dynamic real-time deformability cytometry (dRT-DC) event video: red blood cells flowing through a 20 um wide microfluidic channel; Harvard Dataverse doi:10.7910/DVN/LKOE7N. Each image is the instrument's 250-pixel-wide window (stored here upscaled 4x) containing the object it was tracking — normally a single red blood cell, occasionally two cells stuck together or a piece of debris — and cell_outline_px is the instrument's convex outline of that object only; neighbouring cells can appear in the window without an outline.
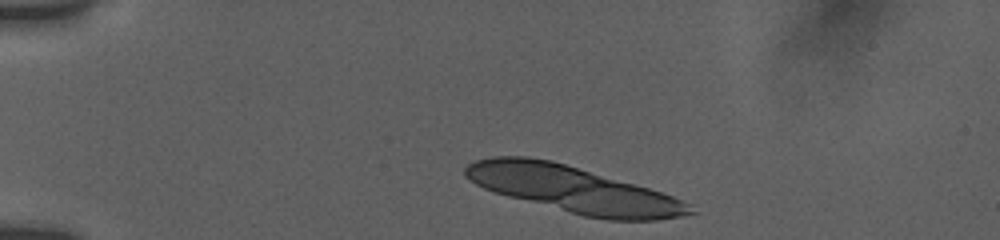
{"species": "human", "species_latin": "Homo sapiens", "temperature_condition": "room temperature", "stored_images_in_passage": 7, "camera_frame_rate_fps": 3000, "um_per_image_px": 0.085, "donor": {"sex": "female"}, "frame": {"image": 1, "passage_image": 2, "time_ms": 0.333, "image_size_px": [1000, 240], "cell_outline_px": [[696, 212], [680, 216], [656, 220], [608, 220], [584, 216], [508, 196], [484, 188], [476, 184], [464, 176], [464, 168], [468, 164], [476, 160], [492, 156], [528, 156], [552, 160], [648, 188], [696, 204]], "centroid_in_image_um": [48.75, 16.09], "position_along_channel_um": 36.2, "area_um2": 60.34}}